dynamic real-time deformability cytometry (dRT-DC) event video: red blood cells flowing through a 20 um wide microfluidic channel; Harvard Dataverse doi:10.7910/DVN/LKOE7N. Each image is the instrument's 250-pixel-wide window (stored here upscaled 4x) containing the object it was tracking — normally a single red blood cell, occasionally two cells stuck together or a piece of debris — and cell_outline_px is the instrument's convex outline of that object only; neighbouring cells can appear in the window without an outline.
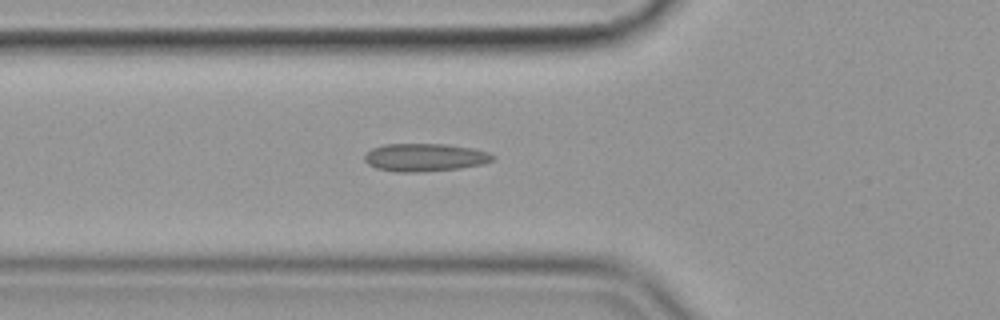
{"species": "common noctule bat (a hibernating species)", "species_latin": "Nyctalus noctula", "temperature_condition": "cold", "stored_images_in_passage": 38, "camera_frame_rate_fps": 3000, "um_per_image_px": 0.085, "animal": {"sex": "female", "body_mass_g": 19.9}, "frame": {"image": 1, "passage_image": 2, "time_ms": 0.333, "image_size_px": [1000, 320], "cell_outline_px": [[496, 156], [492, 160], [484, 164], [460, 168], [416, 172], [396, 172], [376, 168], [368, 164], [364, 160], [364, 156], [372, 148], [384, 144], [448, 144], [472, 148], [488, 152]], "centroid_in_image_um": [36.12, 13.37], "position_along_channel_um": 89.7, "area_um2": 20.87}}
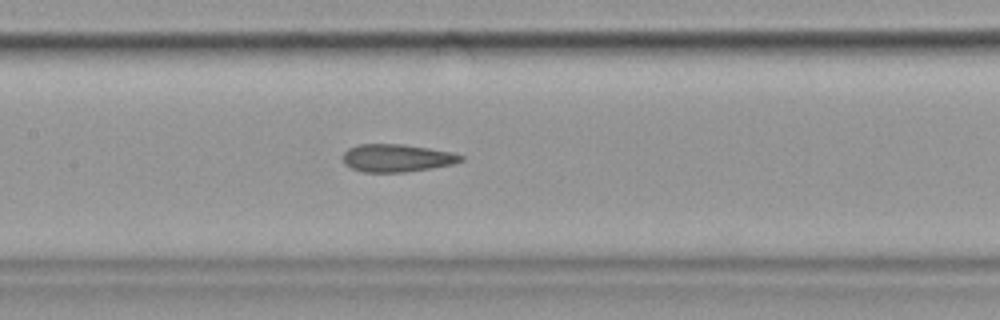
{"frame": {"image": 2, "passage_image": 9, "time_ms": 2.667, "image_size_px": [1000, 320], "cell_outline_px": [[464, 160], [452, 164], [432, 168], [404, 172], [364, 172], [352, 168], [344, 164], [344, 152], [348, 148], [360, 144], [404, 144], [452, 152], [464, 156]], "centroid_in_image_um": [33.74, 13.43], "position_along_channel_um": 173.7, "area_um2": 19.02}}
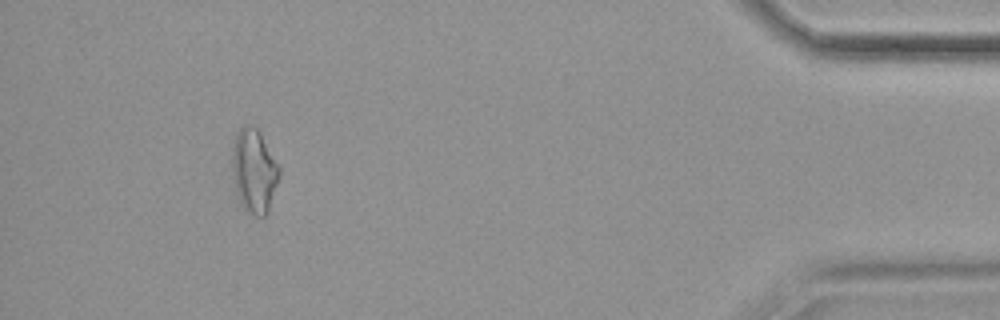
{"frame": {"image": 3, "passage_image": 34, "time_ms": 11.0, "image_size_px": [1000, 320], "cell_outline_px": [[280, 176], [268, 212], [264, 216], [256, 216], [248, 212], [240, 204], [236, 192], [232, 176], [232, 148], [236, 132], [244, 124], [252, 124], [260, 132], [280, 168]], "centroid_in_image_um": [21.58, 14.52], "position_along_channel_um": 413.6, "area_um2": 23.24}}